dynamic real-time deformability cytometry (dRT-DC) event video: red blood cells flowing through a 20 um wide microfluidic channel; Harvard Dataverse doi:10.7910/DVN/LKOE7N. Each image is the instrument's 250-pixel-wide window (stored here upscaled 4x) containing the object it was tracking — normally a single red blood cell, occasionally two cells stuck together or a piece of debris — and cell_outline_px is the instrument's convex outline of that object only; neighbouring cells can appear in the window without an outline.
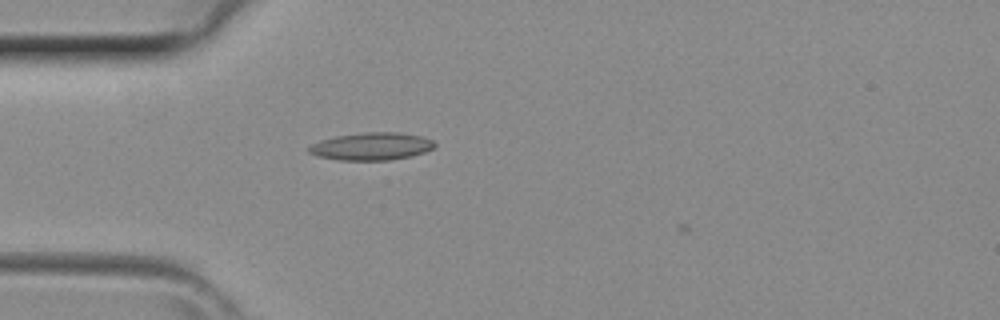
{"species": "common noctule bat (a hibernating species)", "species_latin": "Nyctalus noctula", "temperature_condition": "room temperature", "stored_images_in_passage": 31, "camera_frame_rate_fps": 3000, "um_per_image_px": 0.085, "animal": {"sex": "female", "body_mass_g": 29.2, "forearm_length_mm": 56.3}, "frame": {"image": 1, "passage_image": 1, "time_ms": 0.0, "image_size_px": [1000, 320], "cell_outline_px": [[436, 144], [432, 148], [424, 152], [412, 156], [388, 160], [340, 160], [316, 156], [308, 152], [308, 148], [312, 144], [320, 140], [336, 136], [364, 132], [400, 132], [420, 136], [432, 140]], "centroid_in_image_um": [31.56, 12.44], "position_along_channel_um": 53.4, "area_um2": 20.17}}
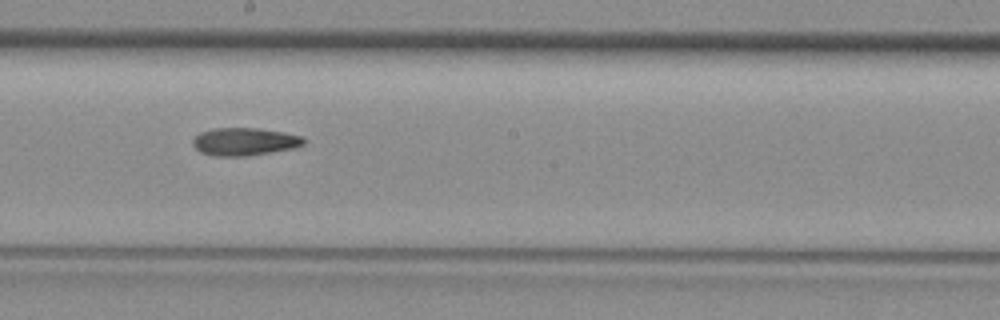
{"frame": {"image": 2, "passage_image": 12, "time_ms": 3.667, "image_size_px": [1000, 320], "cell_outline_px": [[308, 140], [304, 144], [292, 148], [272, 152], [248, 156], [212, 156], [200, 152], [192, 144], [192, 140], [200, 132], [212, 128], [256, 128], [284, 132], [304, 136]], "centroid_in_image_um": [20.8, 12.04], "position_along_channel_um": 227.4, "area_um2": 18.15}}
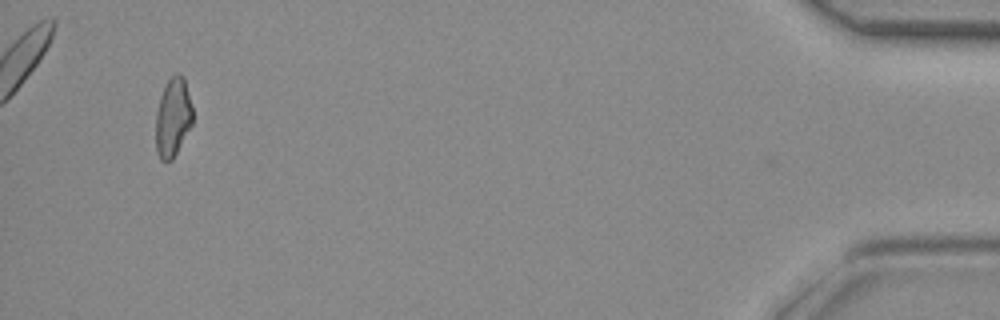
{"frame": {"image": 3, "passage_image": 29, "time_ms": 9.333, "image_size_px": [1000, 320], "cell_outline_px": [[192, 124], [172, 160], [160, 160], [156, 152], [156, 112], [160, 96], [168, 80], [176, 72], [184, 76], [192, 108]], "centroid_in_image_um": [14.69, 9.97], "position_along_channel_um": 420.5, "area_um2": 16.82}}